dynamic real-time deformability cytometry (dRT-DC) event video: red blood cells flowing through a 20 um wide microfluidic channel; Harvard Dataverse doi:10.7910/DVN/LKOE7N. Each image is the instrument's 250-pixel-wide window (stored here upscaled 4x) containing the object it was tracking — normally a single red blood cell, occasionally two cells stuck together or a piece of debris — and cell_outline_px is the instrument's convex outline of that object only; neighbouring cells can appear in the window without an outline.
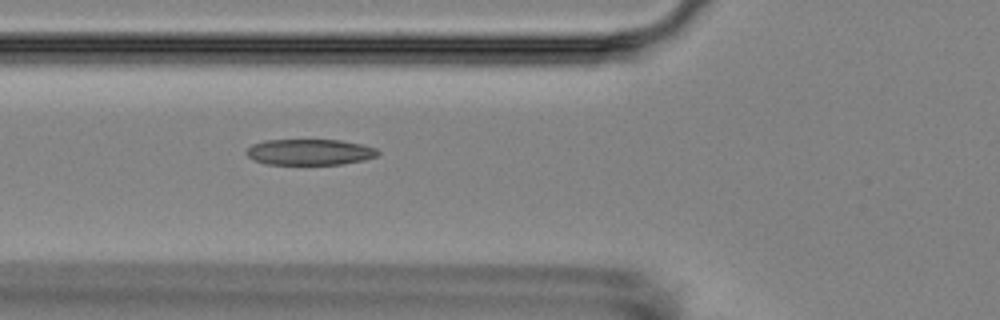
{"species": "Egyptian fruit bat (a non-hibernating species)", "species_latin": "Rousettus aegyptiacus", "temperature_condition": "room temperature", "stored_images_in_passage": 7, "camera_frame_rate_fps": 3000, "um_per_image_px": 0.085, "animal": {"sex": "female"}, "frame": {"image": 1, "passage_image": 7, "time_ms": 6.667, "image_size_px": [1000, 320], "cell_outline_px": [[380, 152], [376, 156], [364, 160], [344, 164], [264, 164], [252, 160], [244, 152], [252, 144], [264, 140], [340, 140], [360, 144], [376, 148]], "centroid_in_image_um": [26.29, 12.93], "position_along_channel_um": 99.5, "area_um2": 19.94}}